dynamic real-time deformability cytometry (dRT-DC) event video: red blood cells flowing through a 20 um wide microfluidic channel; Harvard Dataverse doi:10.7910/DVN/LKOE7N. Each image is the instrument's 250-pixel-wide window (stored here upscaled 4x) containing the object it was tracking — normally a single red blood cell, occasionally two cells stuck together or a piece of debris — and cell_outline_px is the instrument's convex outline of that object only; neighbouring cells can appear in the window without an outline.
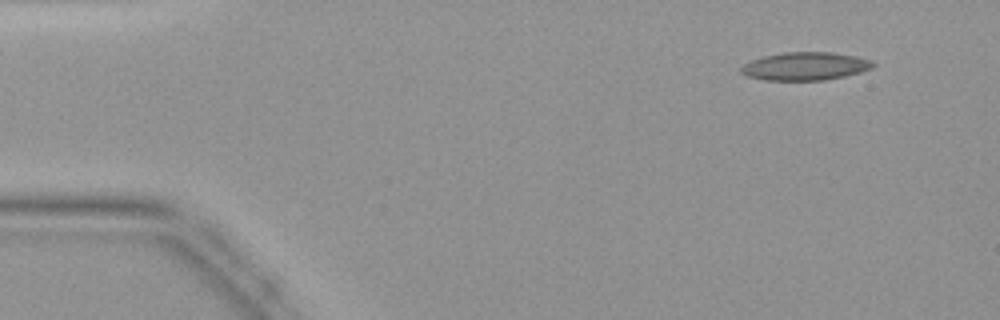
{"species": "common noctule bat (a hibernating species)", "species_latin": "Nyctalus noctula", "temperature_condition": "warm", "stored_images_in_passage": 41, "camera_frame_rate_fps": 3000, "um_per_image_px": 0.085, "animal": {"sex": "female", "body_mass_g": 19.9}, "frame": {"image": 1, "passage_image": 1, "time_ms": 0.0, "image_size_px": [1000, 320], "cell_outline_px": [[876, 64], [872, 68], [860, 72], [844, 76], [824, 80], [764, 80], [748, 76], [740, 72], [740, 68], [744, 64], [752, 60], [764, 56], [784, 52], [832, 52], [856, 56], [872, 60]], "centroid_in_image_um": [68.46, 5.62], "position_along_channel_um": 16.5, "area_um2": 21.56}}
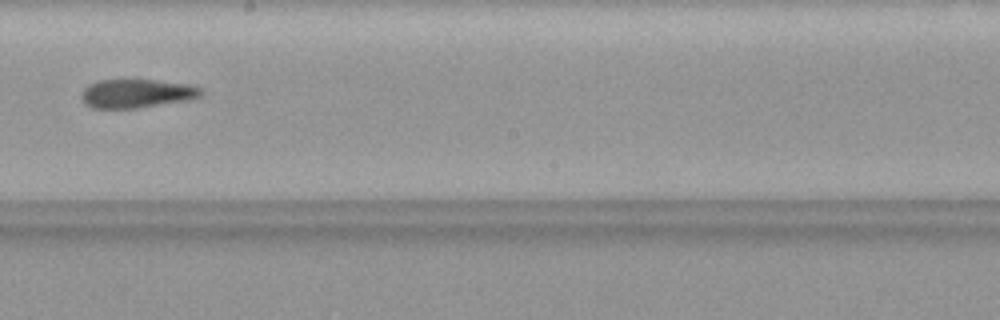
{"frame": {"image": 2, "passage_image": 22, "time_ms": 7.0, "image_size_px": [1000, 320], "cell_outline_px": [[204, 92], [200, 96], [192, 100], [136, 108], [92, 108], [84, 104], [80, 96], [80, 92], [88, 84], [100, 80], [156, 80], [188, 84], [204, 88]], "centroid_in_image_um": [11.63, 7.95], "position_along_channel_um": 236.6, "area_um2": 20.35}}
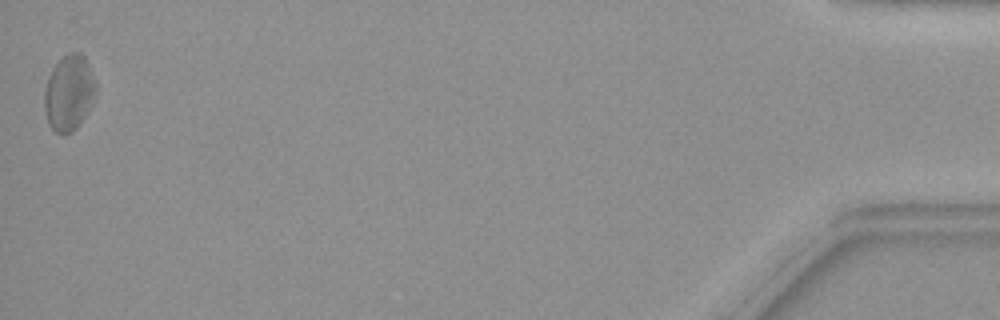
{"frame": {"image": 3, "passage_image": 41, "time_ms": 13.333, "image_size_px": [1000, 320], "cell_outline_px": [[96, 92], [84, 116], [76, 128], [72, 132], [64, 136], [56, 132], [48, 124], [44, 108], [44, 92], [48, 76], [52, 68], [68, 52], [80, 52], [84, 56], [88, 64], [96, 84]], "centroid_in_image_um": [5.84, 7.9], "position_along_channel_um": 429.4, "area_um2": 22.54}}